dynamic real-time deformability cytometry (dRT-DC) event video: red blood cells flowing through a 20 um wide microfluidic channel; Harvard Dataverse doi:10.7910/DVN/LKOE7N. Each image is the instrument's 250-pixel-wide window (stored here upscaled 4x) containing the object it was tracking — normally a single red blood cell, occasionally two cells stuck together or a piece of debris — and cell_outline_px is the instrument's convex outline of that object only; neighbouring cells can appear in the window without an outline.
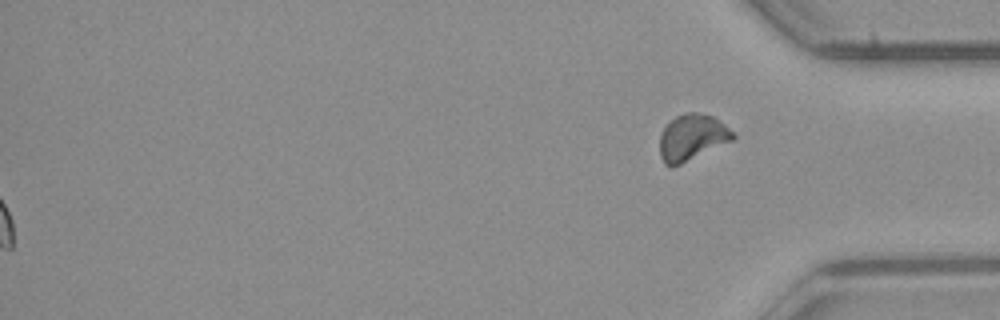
{"species": "common noctule bat (a hibernating species)", "species_latin": "Nyctalus noctula", "temperature_condition": "room temperature", "stored_images_in_passage": 54, "segment_of_instrument_passage": [2, 2], "camera_frame_rate_fps": 3000, "um_per_image_px": 0.085, "animal": {"sex": "male", "body_mass_g": 23.1, "forearm_length_mm": 52.7}, "frame": {"image": 1, "passage_image": 54, "time_ms": 17.667, "image_size_px": [1000, 320], "cell_outline_px": [[736, 136], [732, 140], [672, 168], [664, 164], [660, 156], [660, 136], [664, 128], [676, 116], [688, 112], [696, 112], [712, 116], [724, 124]], "centroid_in_image_um": [58.79, 11.69], "position_along_channel_um": 376.4, "area_um2": 19.36}}